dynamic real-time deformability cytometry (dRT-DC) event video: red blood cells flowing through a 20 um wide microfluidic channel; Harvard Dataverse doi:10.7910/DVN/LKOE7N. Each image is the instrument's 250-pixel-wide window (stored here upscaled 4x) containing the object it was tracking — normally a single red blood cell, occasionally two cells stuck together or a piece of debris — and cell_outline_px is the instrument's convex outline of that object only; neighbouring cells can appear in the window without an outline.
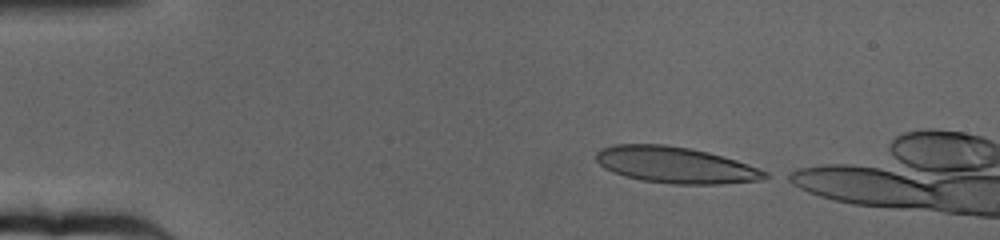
{"species": "human", "species_latin": "Homo sapiens", "temperature_condition": "cold", "stored_images_in_passage": 49, "camera_frame_rate_fps": 3000, "um_per_image_px": 0.085, "donor": {"sex": "female"}, "frame": {"image": 1, "passage_image": 1, "time_ms": 0.0, "image_size_px": [1000, 240], "cell_outline_px": [[772, 176], [764, 180], [720, 184], [672, 184], [644, 180], [624, 176], [612, 172], [604, 168], [596, 160], [596, 152], [600, 148], [616, 144], [664, 144], [688, 148], [708, 152], [736, 160], [768, 172]], "centroid_in_image_um": [57.43, 14.02], "position_along_channel_um": 27.6, "area_um2": 35.78}}
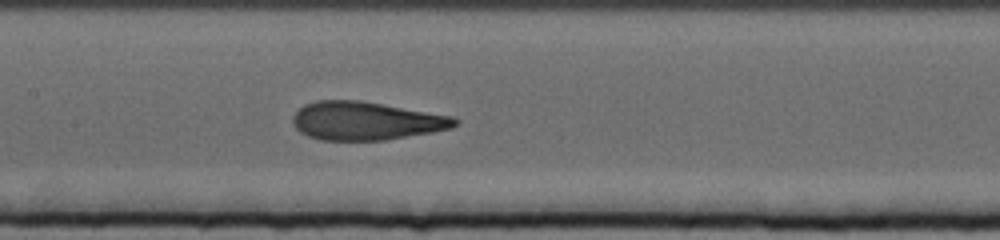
{"frame": {"image": 2, "passage_image": 22, "time_ms": 7.0, "image_size_px": [1000, 240], "cell_outline_px": [[460, 124], [452, 128], [432, 132], [384, 140], [320, 140], [308, 136], [300, 132], [292, 124], [292, 116], [304, 104], [316, 100], [360, 100], [452, 116], [460, 120]], "centroid_in_image_um": [31.1, 10.27], "position_along_channel_um": 176.3, "area_um2": 36.3}}
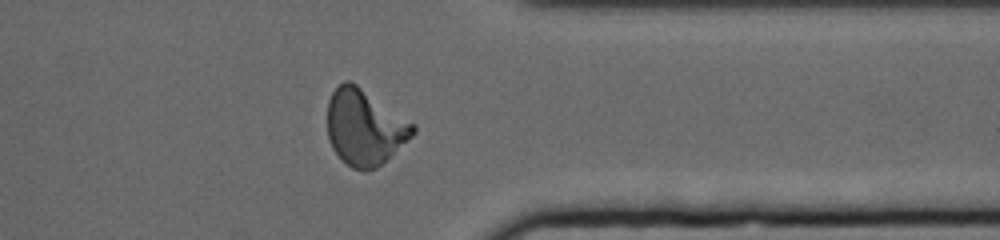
{"frame": {"image": 3, "passage_image": 42, "time_ms": 13.667, "image_size_px": [1000, 240], "cell_outline_px": [[416, 132], [408, 140], [376, 168], [352, 168], [332, 148], [328, 136], [328, 100], [332, 92], [344, 80], [348, 80], [356, 84], [416, 124]], "centroid_in_image_um": [31.01, 10.78], "position_along_channel_um": 380.4, "area_um2": 37.17}}